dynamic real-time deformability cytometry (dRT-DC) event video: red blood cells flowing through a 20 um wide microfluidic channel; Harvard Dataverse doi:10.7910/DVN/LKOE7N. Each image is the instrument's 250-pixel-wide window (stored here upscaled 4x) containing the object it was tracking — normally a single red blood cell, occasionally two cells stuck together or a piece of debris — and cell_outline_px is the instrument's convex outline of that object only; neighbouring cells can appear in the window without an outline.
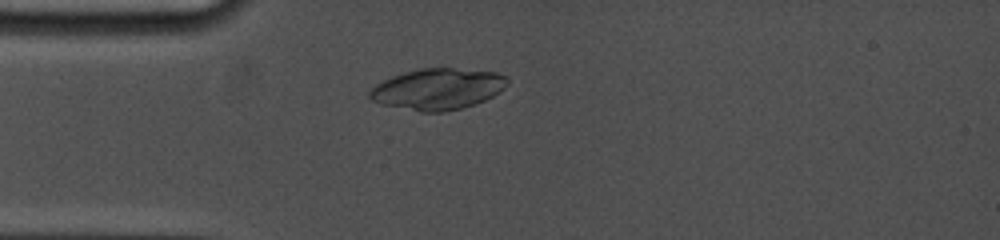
{"species": "common noctule bat (a hibernating species)", "species_latin": "Nyctalus noctula", "temperature_condition": "cold", "stored_images_in_passage": 17, "camera_frame_rate_fps": 5000, "um_per_image_px": 0.085, "animal": {"sex": "female", "body_mass_g": 19.0, "forearm_length_mm": 53.3}, "frame": {"image": 1, "passage_image": 3, "time_ms": 2.2, "image_size_px": [1000, 240], "cell_outline_px": [[508, 84], [504, 88], [492, 96], [484, 100], [460, 108], [444, 112], [420, 112], [384, 104], [372, 100], [368, 96], [368, 92], [376, 84], [392, 76], [404, 72], [420, 68], [452, 68], [496, 72], [508, 76]], "centroid_in_image_um": [37.21, 7.56], "position_along_channel_um": 47.8, "area_um2": 32.83}}
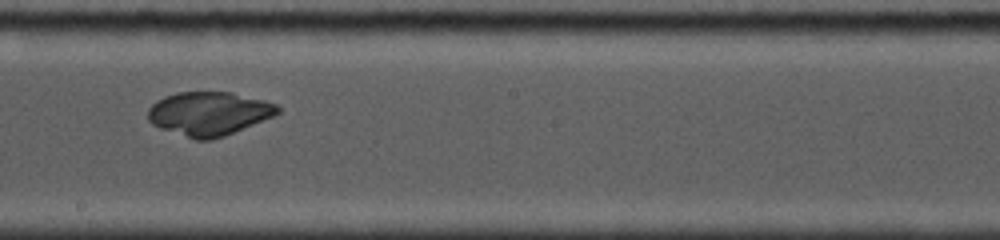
{"frame": {"image": 2, "passage_image": 8, "time_ms": 7.4, "image_size_px": [1000, 240], "cell_outline_px": [[280, 112], [272, 116], [224, 136], [212, 140], [196, 140], [160, 128], [152, 124], [148, 120], [148, 108], [156, 100], [164, 96], [176, 92], [232, 92], [264, 100], [276, 104], [280, 108]], "centroid_in_image_um": [17.72, 9.64], "position_along_channel_um": 230.5, "area_um2": 32.95}}
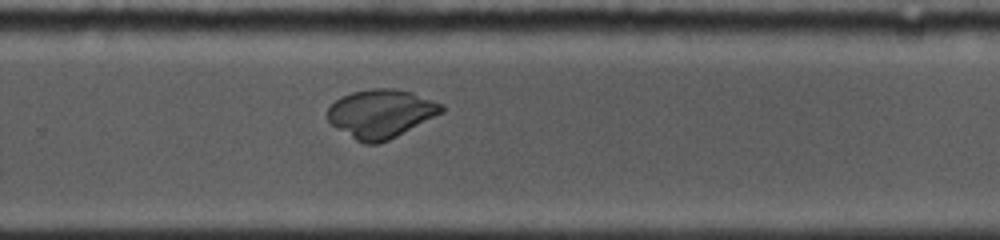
{"frame": {"image": 3, "passage_image": 11, "time_ms": 9.2, "image_size_px": [1000, 240], "cell_outline_px": [[444, 112], [388, 140], [376, 144], [364, 144], [356, 140], [332, 124], [328, 120], [328, 108], [340, 96], [352, 92], [372, 88], [396, 88], [412, 92], [444, 104]], "centroid_in_image_um": [32.4, 9.64], "position_along_channel_um": 297.4, "area_um2": 32.08}}